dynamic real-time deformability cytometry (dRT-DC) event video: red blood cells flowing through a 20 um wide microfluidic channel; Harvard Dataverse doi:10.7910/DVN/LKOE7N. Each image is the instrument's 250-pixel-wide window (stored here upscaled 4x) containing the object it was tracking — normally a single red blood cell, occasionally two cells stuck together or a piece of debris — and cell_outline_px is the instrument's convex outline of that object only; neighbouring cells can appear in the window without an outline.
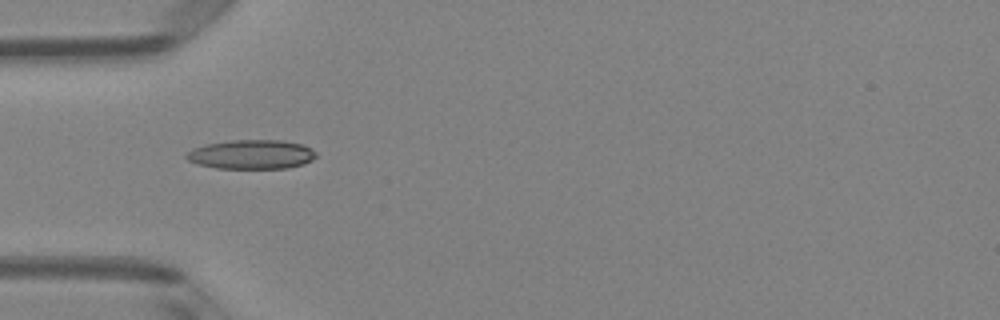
{"species": "Egyptian fruit bat (a non-hibernating species)", "species_latin": "Rousettus aegyptiacus", "temperature_condition": "room temperature", "stored_images_in_passage": 3, "camera_frame_rate_fps": 3000, "um_per_image_px": 0.085, "animal": {"sex": "female"}, "frame": {"image": 1, "passage_image": 2, "time_ms": 0.333, "image_size_px": [1000, 320], "cell_outline_px": [[316, 156], [312, 160], [304, 164], [288, 168], [216, 168], [196, 164], [188, 160], [184, 156], [192, 148], [208, 144], [232, 140], [280, 140], [304, 144], [312, 148], [316, 152]], "centroid_in_image_um": [21.4, 13.12], "position_along_channel_um": 63.6, "area_um2": 22.2}}
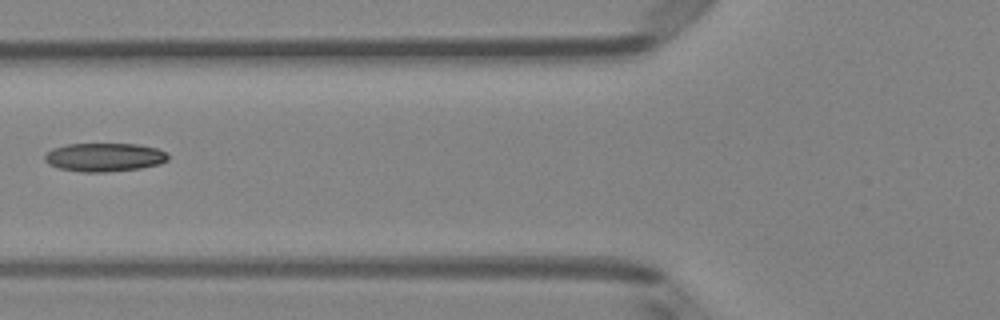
{"frame": {"image": 2, "passage_image": 3, "time_ms": 0.667, "image_size_px": [1000, 320], "cell_outline_px": [[168, 160], [160, 164], [140, 168], [108, 172], [80, 172], [60, 168], [48, 164], [44, 160], [44, 156], [52, 148], [68, 144], [136, 144], [156, 148], [168, 152]], "centroid_in_image_um": [8.88, 13.37], "position_along_channel_um": 116.9, "area_um2": 20.58}}